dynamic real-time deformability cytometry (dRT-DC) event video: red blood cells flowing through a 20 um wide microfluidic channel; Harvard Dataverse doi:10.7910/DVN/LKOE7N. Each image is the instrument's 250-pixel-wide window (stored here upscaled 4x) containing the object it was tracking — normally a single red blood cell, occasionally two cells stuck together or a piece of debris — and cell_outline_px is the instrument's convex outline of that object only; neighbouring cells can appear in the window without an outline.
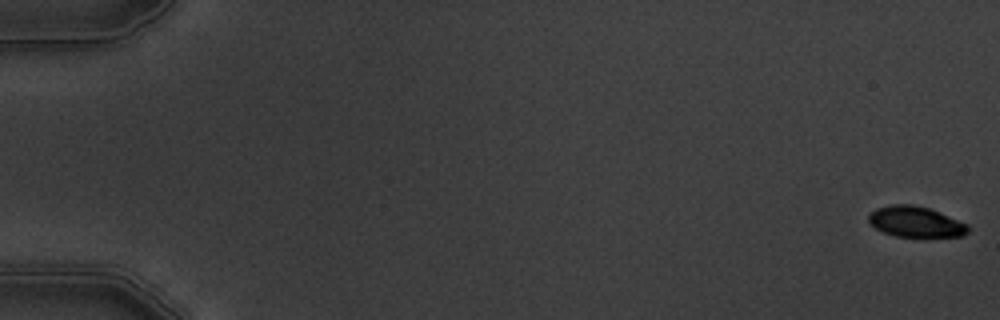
{"species": "common noctule bat (a hibernating species)", "species_latin": "Nyctalus noctula", "temperature_condition": "warm", "stored_images_in_passage": 6, "camera_frame_rate_fps": 3000, "um_per_image_px": 0.085, "animal": {"sex": "male", "body_mass_g": 19.5, "forearm_length_mm": 54.6}, "frame": {"image": 1, "passage_image": 1, "time_ms": 0.0, "image_size_px": [1000, 320], "cell_outline_px": [[968, 232], [960, 236], [896, 236], [884, 232], [876, 228], [868, 220], [868, 216], [876, 208], [892, 204], [912, 204], [928, 208], [968, 224]], "centroid_in_image_um": [77.81, 18.84], "position_along_channel_um": 7.2, "area_um2": 17.4}}